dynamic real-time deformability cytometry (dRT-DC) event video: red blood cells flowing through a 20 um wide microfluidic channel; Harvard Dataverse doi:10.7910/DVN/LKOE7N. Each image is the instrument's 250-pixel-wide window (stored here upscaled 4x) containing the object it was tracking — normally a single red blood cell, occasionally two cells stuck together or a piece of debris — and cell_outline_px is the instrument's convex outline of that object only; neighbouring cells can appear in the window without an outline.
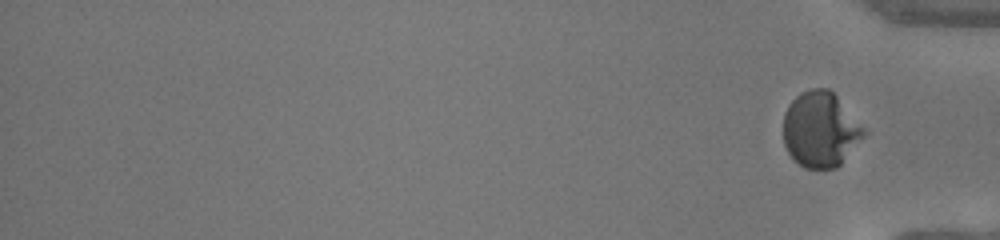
{"species": "human", "species_latin": "Homo sapiens", "temperature_condition": "warm", "stored_images_in_passage": 44, "segment_of_instrument_passage": [2, 2], "camera_frame_rate_fps": 3000, "um_per_image_px": 0.085, "donor": {"sex": "female"}, "frame": {"image": 1, "passage_image": 44, "time_ms": 14.333, "image_size_px": [1000, 240], "cell_outline_px": [[868, 132], [840, 164], [836, 168], [804, 168], [788, 152], [784, 144], [784, 112], [788, 104], [800, 92], [812, 88], [828, 88], [836, 96]], "centroid_in_image_um": [69.73, 11.0], "position_along_channel_um": 365.5, "area_um2": 35.08}}